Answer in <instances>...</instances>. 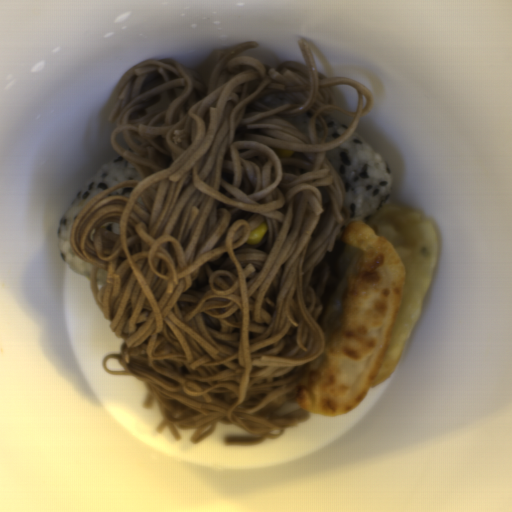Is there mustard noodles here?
<instances>
[{
    "label": "mustard noodles",
    "mask_w": 512,
    "mask_h": 512,
    "mask_svg": "<svg viewBox=\"0 0 512 512\" xmlns=\"http://www.w3.org/2000/svg\"><path fill=\"white\" fill-rule=\"evenodd\" d=\"M297 43L305 63L271 68L241 54L250 40L219 49L209 76L168 57L125 72L110 142L139 178L98 193L71 227L122 340L102 368L141 382L156 432L176 441L224 423L247 433L226 446H256L312 414L295 400L298 377L324 348L322 296L351 218L326 155L373 98ZM327 115L348 125L331 142ZM262 221V241L247 244Z\"/></svg>",
    "instance_id": "1"
}]
</instances>
